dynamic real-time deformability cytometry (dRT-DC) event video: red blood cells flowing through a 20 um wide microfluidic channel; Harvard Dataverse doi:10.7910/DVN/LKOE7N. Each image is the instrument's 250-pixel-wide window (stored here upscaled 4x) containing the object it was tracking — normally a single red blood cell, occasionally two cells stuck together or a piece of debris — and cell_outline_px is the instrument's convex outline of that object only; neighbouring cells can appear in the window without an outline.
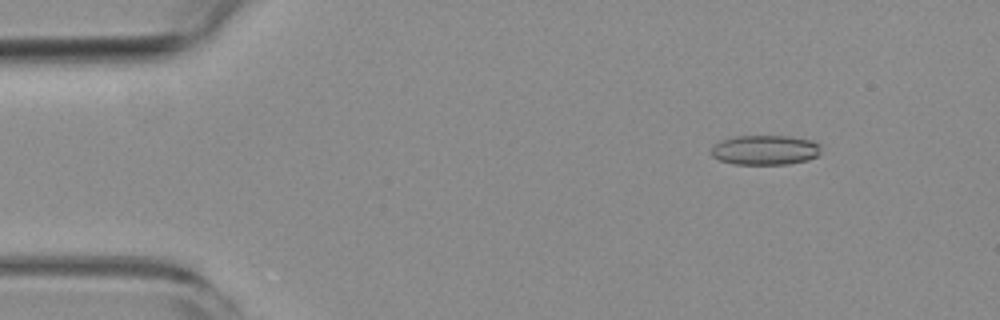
{"species": "common noctule bat (a hibernating species)", "species_latin": "Nyctalus noctula", "temperature_condition": "room temperature", "stored_images_in_passage": 17, "camera_frame_rate_fps": 3000, "um_per_image_px": 0.085, "animal": {"sex": "female", "body_mass_g": 19.3, "forearm_length_mm": 54.1}, "frame": {"image": 1, "passage_image": 7, "time_ms": 2.0, "image_size_px": [1000, 320], "cell_outline_px": [[820, 152], [816, 156], [808, 160], [788, 164], [732, 164], [720, 160], [712, 156], [712, 148], [720, 140], [736, 136], [788, 136], [812, 140], [820, 144]], "centroid_in_image_um": [65.05, 12.75], "position_along_channel_um": 20.0, "area_um2": 19.02}}
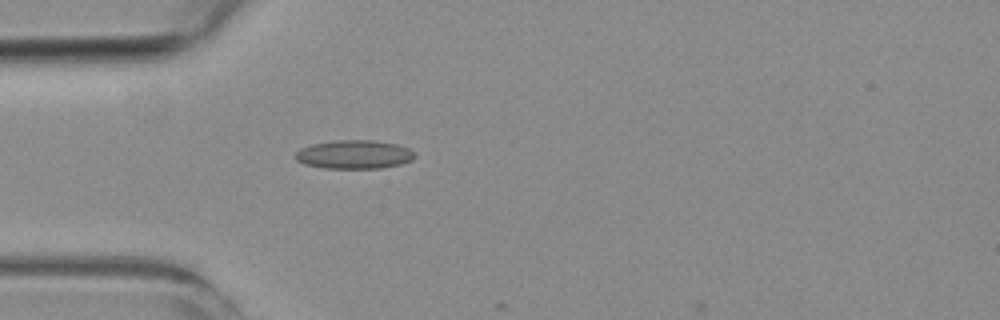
{"frame": {"image": 2, "passage_image": 16, "time_ms": 5.0, "image_size_px": [1000, 320], "cell_outline_px": [[416, 156], [412, 160], [400, 164], [380, 168], [324, 168], [304, 164], [296, 160], [296, 152], [300, 148], [312, 144], [336, 140], [372, 140], [396, 144], [408, 148], [416, 152]], "centroid_in_image_um": [30.12, 13.13], "position_along_channel_um": 54.9, "area_um2": 19.94}}